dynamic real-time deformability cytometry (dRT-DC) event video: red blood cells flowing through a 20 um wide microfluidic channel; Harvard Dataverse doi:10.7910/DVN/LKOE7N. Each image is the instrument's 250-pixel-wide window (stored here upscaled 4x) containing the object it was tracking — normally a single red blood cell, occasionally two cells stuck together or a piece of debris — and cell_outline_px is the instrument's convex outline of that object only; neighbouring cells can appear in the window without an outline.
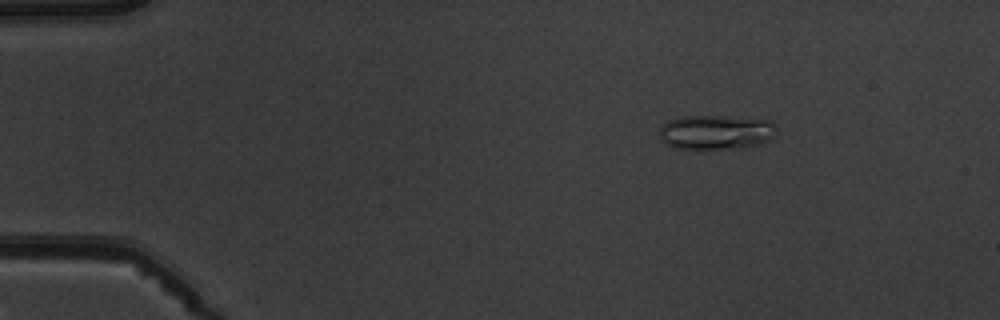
{"species": "common noctule bat (a hibernating species)", "species_latin": "Nyctalus noctula", "temperature_condition": "warm", "stored_images_in_passage": 5, "camera_frame_rate_fps": 3000, "um_per_image_px": 0.085, "animal": {"sex": "male", "body_mass_g": 19.5, "forearm_length_mm": 54.6}, "frame": {"image": 1, "passage_image": 2, "time_ms": 1.333, "image_size_px": [1000, 320], "cell_outline_px": [[776, 136], [772, 140], [760, 144], [744, 148], [676, 148], [660, 140], [660, 128], [668, 120], [684, 116], [724, 116], [772, 120], [776, 124]], "centroid_in_image_um": [60.94, 11.23], "position_along_channel_um": 24.1, "area_um2": 23.76}}
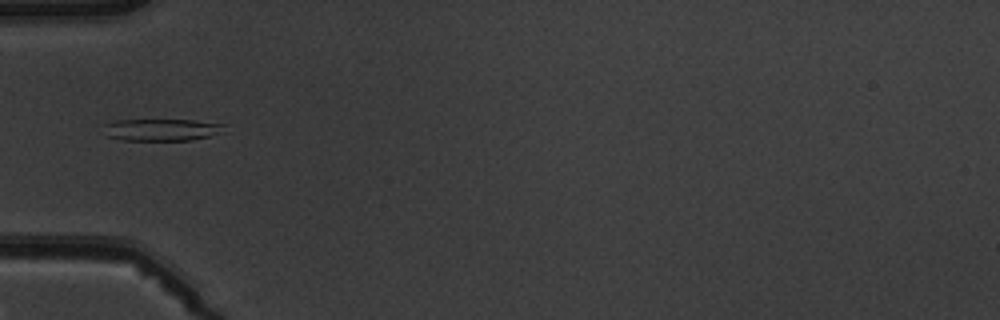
{"frame": {"image": 2, "passage_image": 5, "time_ms": 4.667, "image_size_px": [1000, 320], "cell_outline_px": [[224, 124], [216, 132], [208, 136], [192, 140], [124, 140], [108, 136], [104, 124], [116, 120], [192, 120]], "centroid_in_image_um": [13.66, 11.02], "position_along_channel_um": 71.3, "area_um2": 14.91}}